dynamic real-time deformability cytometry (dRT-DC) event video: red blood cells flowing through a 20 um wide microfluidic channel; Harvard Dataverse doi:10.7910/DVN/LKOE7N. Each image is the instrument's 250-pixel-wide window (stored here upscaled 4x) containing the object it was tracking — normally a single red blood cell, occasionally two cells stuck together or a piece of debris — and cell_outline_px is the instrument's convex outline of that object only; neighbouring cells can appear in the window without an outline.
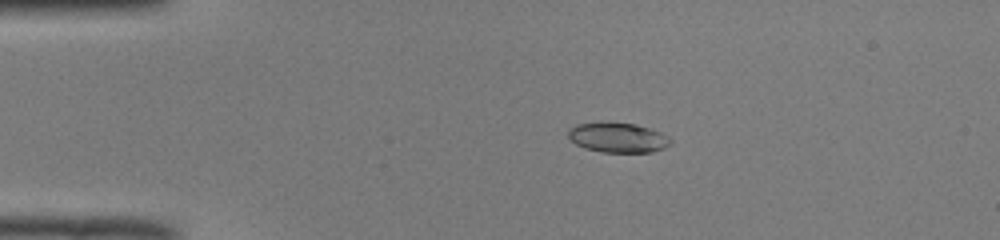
{"species": "common noctule bat (a hibernating species)", "species_latin": "Nyctalus noctula", "temperature_condition": "room temperature", "stored_images_in_passage": 43, "camera_frame_rate_fps": 3000, "um_per_image_px": 0.085, "animal": {"sex": "male", "body_mass_g": 19.0, "forearm_length_mm": 50.8}, "frame": {"image": 1, "passage_image": 3, "time_ms": 0.667, "image_size_px": [1000, 240], "cell_outline_px": [[672, 140], [664, 148], [652, 152], [600, 152], [584, 148], [576, 144], [568, 136], [568, 128], [576, 124], [636, 124], [660, 132], [668, 136]], "centroid_in_image_um": [52.52, 11.72], "position_along_channel_um": 32.5, "area_um2": 17.34}}
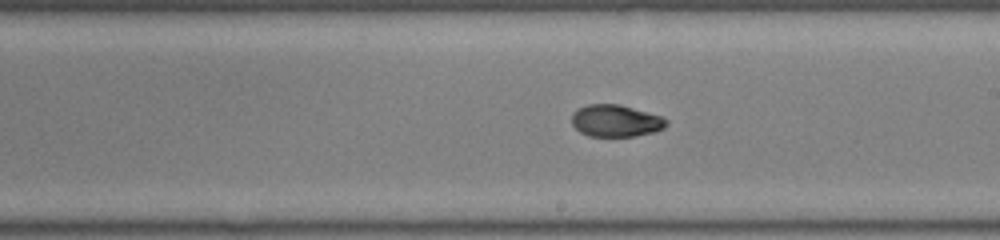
{"frame": {"image": 2, "passage_image": 22, "time_ms": 7.0, "image_size_px": [1000, 240], "cell_outline_px": [[668, 124], [664, 128], [652, 132], [636, 136], [588, 136], [580, 132], [572, 124], [572, 112], [588, 104], [620, 104], [660, 116], [668, 120]], "centroid_in_image_um": [52.33, 10.27], "position_along_channel_um": 236.7, "area_um2": 17.57}}
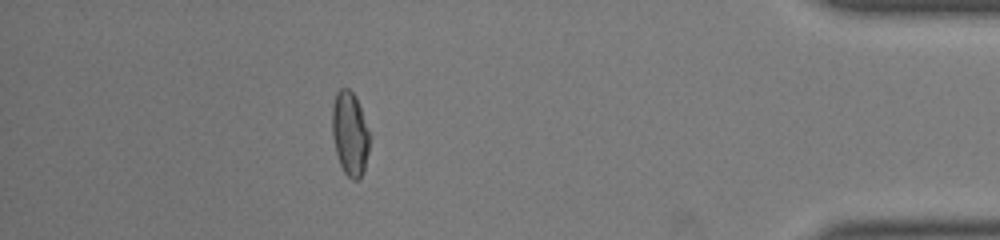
{"frame": {"image": 3, "passage_image": 38, "time_ms": 12.333, "image_size_px": [1000, 240], "cell_outline_px": [[368, 152], [364, 168], [360, 176], [356, 180], [352, 180], [344, 172], [340, 164], [336, 152], [332, 136], [332, 104], [336, 92], [340, 88], [348, 88], [356, 96], [368, 132]], "centroid_in_image_um": [29.7, 11.33], "position_along_channel_um": 405.5, "area_um2": 17.98}, "authors_computed_cell_mechanics": {"area_um2": 18.0336, "velocity_mm_per_s": 4.0037, "shape_relaxation_time_tau1_ms": 3.4457, "shape_relaxation_time_tau2_ms": 2.2022, "deformation_change_tau1": 0.1802, "deformation_change_tau2": 0.0523}}